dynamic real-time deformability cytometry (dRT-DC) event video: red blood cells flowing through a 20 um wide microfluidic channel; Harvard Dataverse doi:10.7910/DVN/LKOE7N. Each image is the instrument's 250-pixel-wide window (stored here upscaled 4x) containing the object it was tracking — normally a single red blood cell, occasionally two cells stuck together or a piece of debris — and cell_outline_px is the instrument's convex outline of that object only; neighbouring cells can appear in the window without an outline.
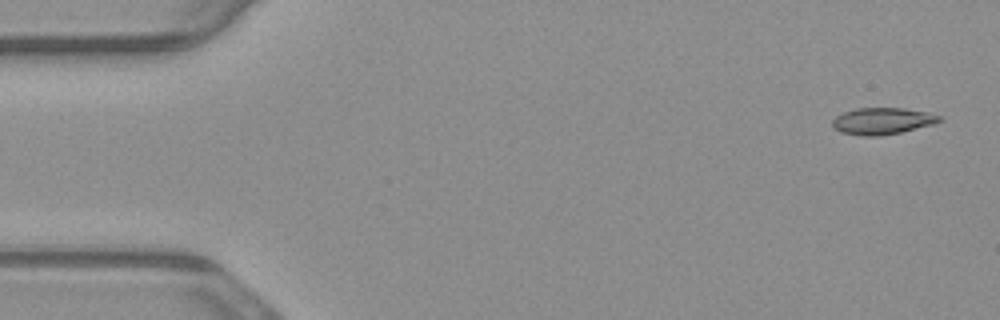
{"species": "common noctule bat (a hibernating species)", "species_latin": "Nyctalus noctula", "temperature_condition": "warm", "stored_images_in_passage": 53, "camera_frame_rate_fps": 3000, "um_per_image_px": 0.085, "animal": {"sex": "male", "body_mass_g": 23.1, "forearm_length_mm": 52.7}, "frame": {"image": 1, "passage_image": 2, "time_ms": 0.333, "image_size_px": [1000, 320], "cell_outline_px": [[944, 120], [932, 124], [900, 132], [880, 136], [864, 136], [840, 132], [832, 128], [832, 120], [836, 116], [844, 112], [856, 108], [904, 108], [928, 112], [940, 116]], "centroid_in_image_um": [74.98, 10.28], "position_along_channel_um": 10.0, "area_um2": 16.65}}
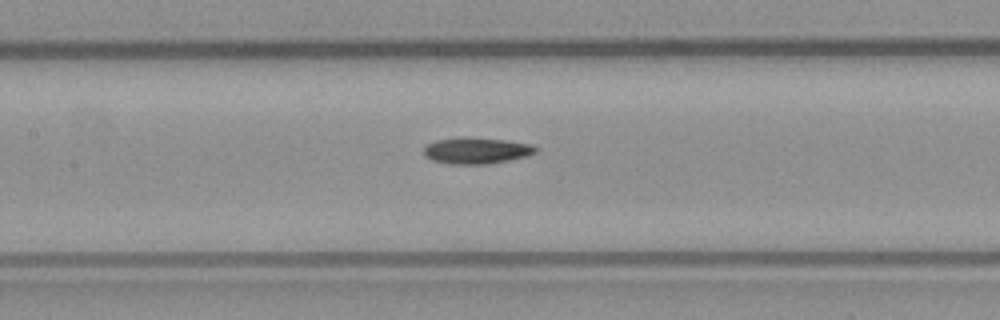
{"frame": {"image": 2, "passage_image": 24, "time_ms": 7.667, "image_size_px": [1000, 320], "cell_outline_px": [[540, 148], [536, 152], [528, 156], [488, 164], [452, 164], [432, 160], [424, 156], [424, 148], [428, 144], [436, 140], [460, 136], [464, 136], [504, 140], [528, 144]], "centroid_in_image_um": [40.48, 12.79], "position_along_channel_um": 166.9, "area_um2": 17.22}}
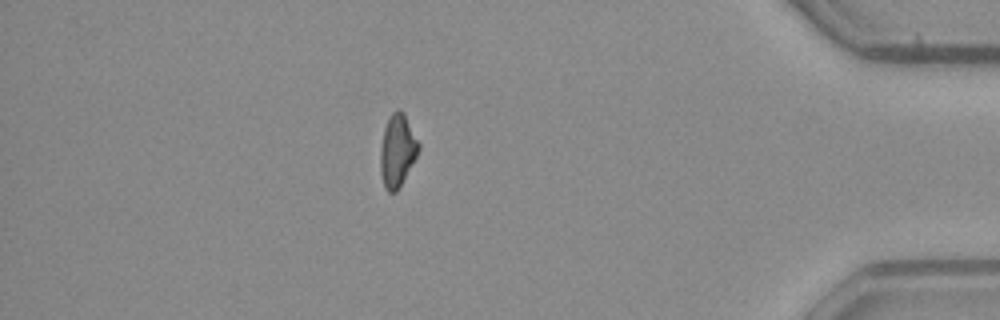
{"frame": {"image": 3, "passage_image": 46, "time_ms": 15.0, "image_size_px": [1000, 320], "cell_outline_px": [[420, 148], [400, 188], [396, 192], [388, 192], [384, 188], [380, 172], [380, 148], [384, 128], [392, 112], [404, 112], [420, 144]], "centroid_in_image_um": [33.77, 12.85], "position_along_channel_um": 401.4, "area_um2": 16.13}}